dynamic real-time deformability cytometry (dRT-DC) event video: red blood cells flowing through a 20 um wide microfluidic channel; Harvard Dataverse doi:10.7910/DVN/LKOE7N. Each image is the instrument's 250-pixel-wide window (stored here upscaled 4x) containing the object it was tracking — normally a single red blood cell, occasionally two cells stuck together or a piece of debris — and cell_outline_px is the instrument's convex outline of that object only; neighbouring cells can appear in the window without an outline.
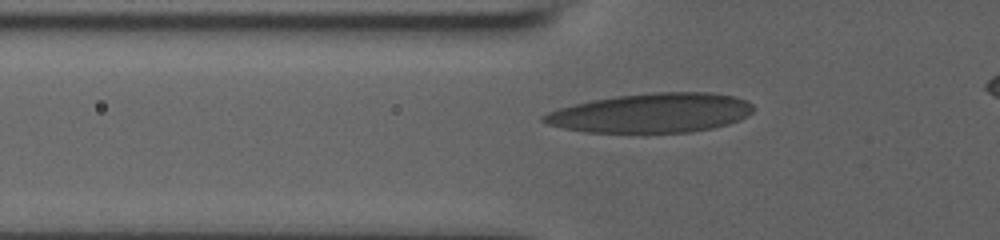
{"species": "human", "species_latin": "Homo sapiens", "temperature_condition": "room temperature", "stored_images_in_passage": 40, "camera_frame_rate_fps": 3000, "um_per_image_px": 0.085, "donor": {"sex": "male"}, "frame": {"image": 1, "passage_image": 7, "time_ms": 2.0, "image_size_px": [1000, 240], "cell_outline_px": [[756, 108], [752, 112], [740, 120], [728, 124], [712, 128], [692, 132], [584, 132], [564, 128], [548, 124], [540, 120], [540, 116], [548, 112], [572, 104], [592, 100], [616, 96], [652, 92], [708, 92], [732, 96], [744, 100], [752, 104]], "centroid_in_image_um": [55.36, 9.6], "position_along_channel_um": 70.4, "area_um2": 48.09}}
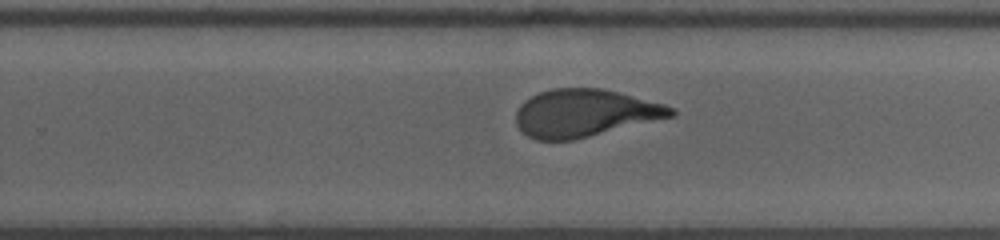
{"frame": {"image": 2, "passage_image": 24, "time_ms": 7.667, "image_size_px": [1000, 240], "cell_outline_px": [[676, 116], [572, 140], [536, 140], [528, 136], [516, 124], [516, 112], [520, 104], [524, 100], [540, 92], [552, 88], [600, 88], [620, 92], [664, 104], [676, 108]], "centroid_in_image_um": [49.73, 9.6], "position_along_channel_um": 280.1, "area_um2": 43.0}}
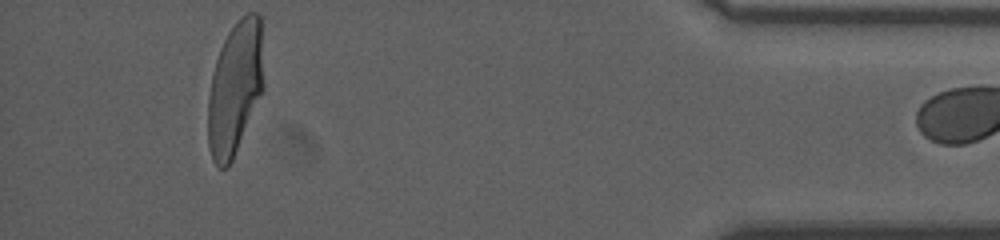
{"frame": {"image": 3, "passage_image": 39, "time_ms": 12.667, "image_size_px": [1000, 240], "cell_outline_px": [[264, 88], [232, 160], [228, 168], [220, 168], [212, 160], [208, 148], [208, 96], [212, 72], [220, 48], [228, 32], [236, 20], [240, 16], [248, 12], [256, 12], [260, 16], [264, 84]], "centroid_in_image_um": [19.97, 7.47], "position_along_channel_um": 415.2, "area_um2": 43.47}}